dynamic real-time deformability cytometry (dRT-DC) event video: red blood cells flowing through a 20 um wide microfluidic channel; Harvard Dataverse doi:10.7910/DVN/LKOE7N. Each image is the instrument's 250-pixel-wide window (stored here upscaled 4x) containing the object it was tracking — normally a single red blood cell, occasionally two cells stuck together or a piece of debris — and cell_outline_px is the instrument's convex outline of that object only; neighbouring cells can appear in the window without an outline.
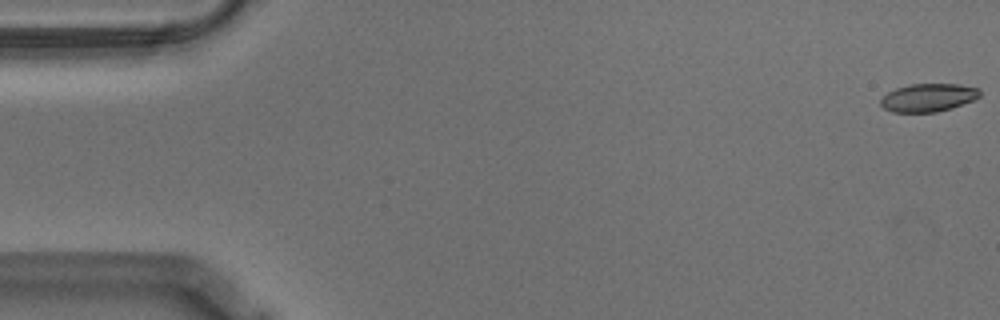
{"species": "Egyptian fruit bat (a non-hibernating species)", "species_latin": "Rousettus aegyptiacus", "temperature_condition": "warm", "stored_images_in_passage": 9, "camera_frame_rate_fps": 3000, "um_per_image_px": 0.085, "animal": {"sex": "male"}, "frame": {"image": 1, "passage_image": 1, "time_ms": 0.0, "image_size_px": [1000, 320], "cell_outline_px": [[980, 96], [976, 100], [952, 108], [936, 112], [892, 112], [884, 108], [880, 104], [880, 100], [888, 92], [896, 88], [908, 84], [960, 84], [980, 88]], "centroid_in_image_um": [78.94, 8.29], "position_along_channel_um": 6.1, "area_um2": 16.42}}